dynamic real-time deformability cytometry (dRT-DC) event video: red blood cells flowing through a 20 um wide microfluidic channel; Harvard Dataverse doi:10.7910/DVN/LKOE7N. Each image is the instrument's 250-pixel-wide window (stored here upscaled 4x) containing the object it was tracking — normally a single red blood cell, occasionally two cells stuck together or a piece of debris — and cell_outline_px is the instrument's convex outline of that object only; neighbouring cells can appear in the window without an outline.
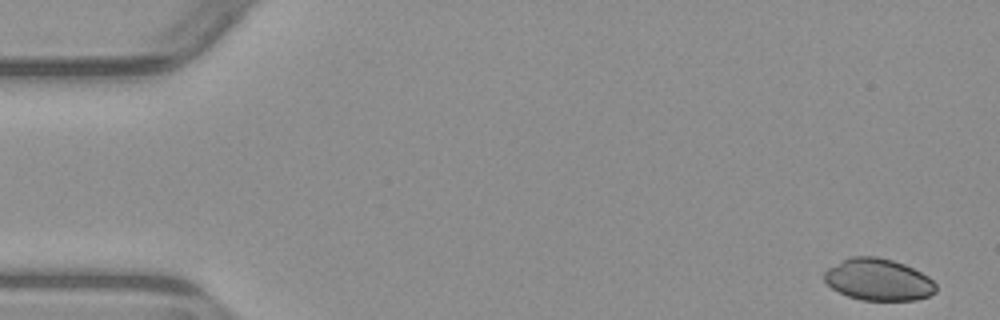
{"species": "common noctule bat (a hibernating species)", "species_latin": "Nyctalus noctula", "temperature_condition": "warm", "stored_images_in_passage": 5, "camera_frame_rate_fps": 3000, "um_per_image_px": 0.085, "animal": {"sex": "male", "body_mass_g": 23.1, "forearm_length_mm": 52.7}, "frame": {"image": 1, "passage_image": 1, "time_ms": 0.0, "image_size_px": [1000, 320], "cell_outline_px": [[936, 292], [928, 296], [916, 300], [860, 300], [848, 296], [832, 288], [824, 280], [824, 272], [828, 268], [852, 256], [876, 256], [892, 260], [904, 264], [928, 276], [936, 284]], "centroid_in_image_um": [74.67, 23.77], "position_along_channel_um": 10.3, "area_um2": 27.05}}